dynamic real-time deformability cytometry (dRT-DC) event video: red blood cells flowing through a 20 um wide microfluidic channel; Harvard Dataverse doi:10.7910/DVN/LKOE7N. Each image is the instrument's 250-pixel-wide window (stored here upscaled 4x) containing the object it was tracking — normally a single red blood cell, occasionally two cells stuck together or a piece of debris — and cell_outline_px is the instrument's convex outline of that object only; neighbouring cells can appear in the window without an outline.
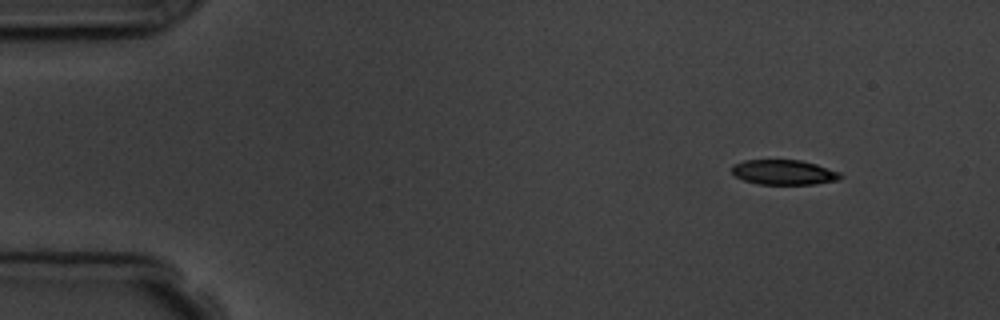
{"species": "common noctule bat (a hibernating species)", "species_latin": "Nyctalus noctula", "temperature_condition": "room temperature", "stored_images_in_passage": 4, "camera_frame_rate_fps": 3000, "um_per_image_px": 0.085, "animal": {"sex": "male", "body_mass_g": 19.5, "forearm_length_mm": 54.6}, "frame": {"image": 1, "passage_image": 1, "time_ms": 0.0, "image_size_px": [1000, 320], "cell_outline_px": [[844, 176], [840, 180], [812, 184], [760, 184], [744, 180], [736, 176], [732, 172], [732, 164], [744, 160], [800, 160], [816, 164], [840, 172]], "centroid_in_image_um": [66.65, 14.64], "position_along_channel_um": 18.4, "area_um2": 15.78}}
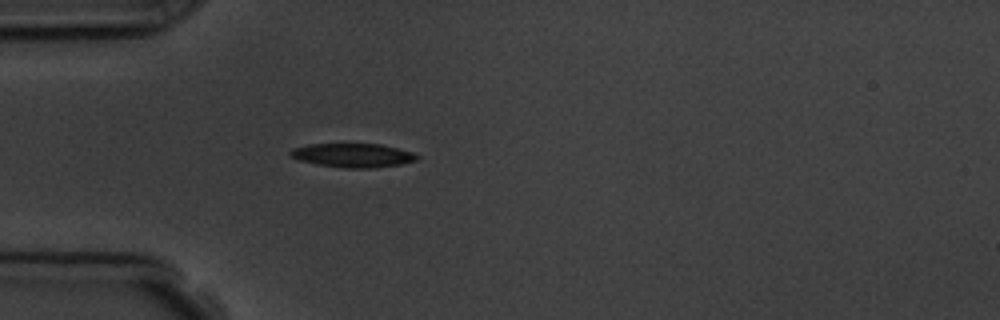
{"frame": {"image": 2, "passage_image": 4, "time_ms": 3.333, "image_size_px": [1000, 320], "cell_outline_px": [[420, 156], [416, 160], [400, 164], [372, 168], [344, 168], [316, 164], [300, 160], [288, 156], [288, 152], [292, 148], [308, 144], [380, 144], [412, 152]], "centroid_in_image_um": [29.94, 13.2], "position_along_channel_um": 55.1, "area_um2": 17.63}}